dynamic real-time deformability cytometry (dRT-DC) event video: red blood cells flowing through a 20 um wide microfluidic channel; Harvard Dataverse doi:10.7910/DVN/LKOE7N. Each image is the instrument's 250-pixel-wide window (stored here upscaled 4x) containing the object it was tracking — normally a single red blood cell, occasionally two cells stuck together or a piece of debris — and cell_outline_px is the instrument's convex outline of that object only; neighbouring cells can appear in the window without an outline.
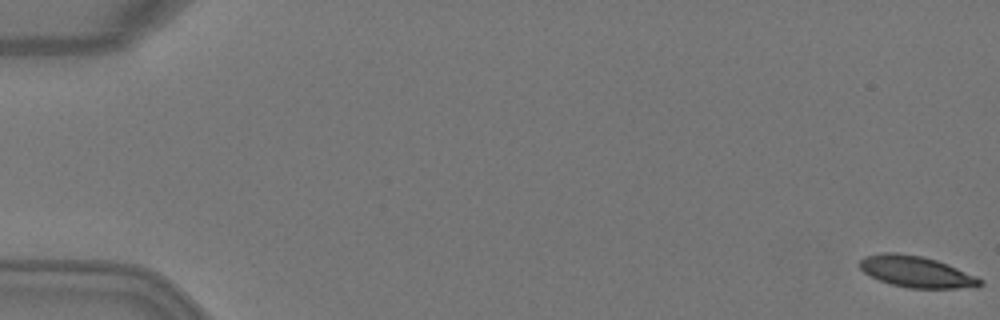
{"species": "Egyptian fruit bat (a non-hibernating species)", "species_latin": "Rousettus aegyptiacus", "temperature_condition": "warm", "stored_images_in_passage": 4, "camera_frame_rate_fps": 3000, "um_per_image_px": 0.085, "animal": {"sex": "female"}, "frame": {"image": 1, "passage_image": 1, "time_ms": 0.0, "image_size_px": [1000, 320], "cell_outline_px": [[984, 284], [976, 288], [908, 288], [892, 284], [880, 280], [864, 272], [860, 268], [860, 260], [864, 256], [880, 252], [896, 252], [924, 256], [948, 264], [976, 276], [984, 280]], "centroid_in_image_um": [77.93, 23.09], "position_along_channel_um": 7.1, "area_um2": 22.14}}